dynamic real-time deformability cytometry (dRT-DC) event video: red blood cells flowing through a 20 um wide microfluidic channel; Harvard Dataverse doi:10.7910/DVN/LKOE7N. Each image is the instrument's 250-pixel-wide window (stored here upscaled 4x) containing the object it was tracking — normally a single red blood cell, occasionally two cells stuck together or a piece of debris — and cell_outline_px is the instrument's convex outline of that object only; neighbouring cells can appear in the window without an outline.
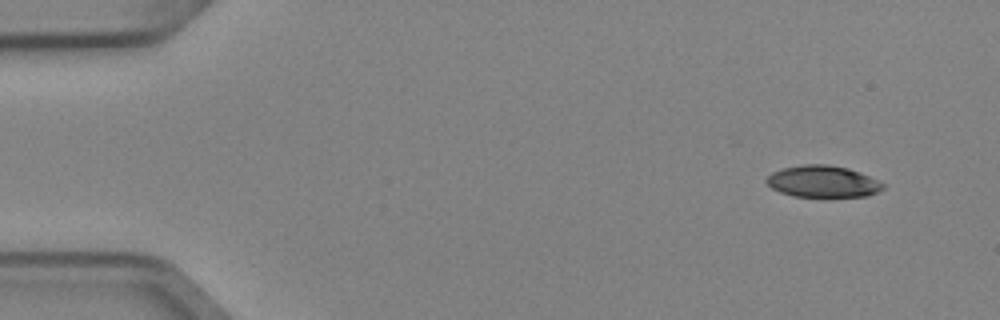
{"species": "Egyptian fruit bat (a non-hibernating species)", "species_latin": "Rousettus aegyptiacus", "temperature_condition": "cold", "stored_images_in_passage": 4, "camera_frame_rate_fps": 3000, "um_per_image_px": 0.085, "animal": {"sex": "female"}, "frame": {"image": 1, "passage_image": 1, "time_ms": 0.0, "image_size_px": [1000, 320], "cell_outline_px": [[884, 188], [868, 196], [792, 196], [780, 192], [772, 188], [764, 180], [772, 172], [784, 168], [804, 164], [828, 164], [848, 168], [860, 172], [884, 184]], "centroid_in_image_um": [69.92, 15.42], "position_along_channel_um": 15.1, "area_um2": 21.33}}
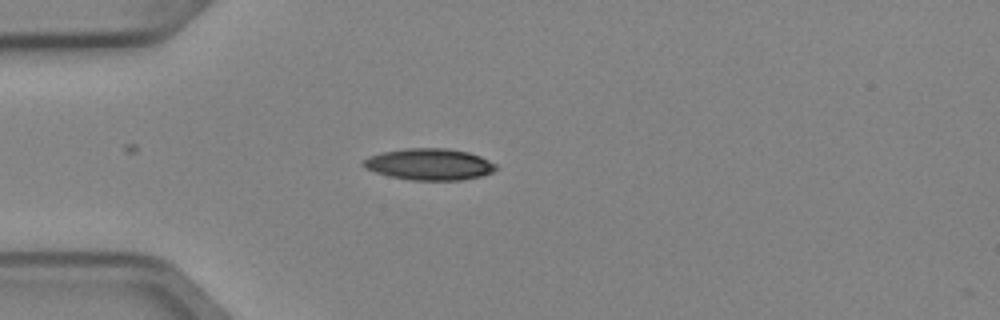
{"frame": {"image": 2, "passage_image": 4, "time_ms": 1.0, "image_size_px": [1000, 320], "cell_outline_px": [[496, 168], [492, 172], [484, 176], [460, 180], [412, 180], [388, 176], [364, 168], [360, 164], [368, 156], [384, 152], [408, 148], [444, 148], [468, 152], [480, 156], [496, 164]], "centroid_in_image_um": [36.48, 13.97], "position_along_channel_um": 48.5, "area_um2": 24.33}}